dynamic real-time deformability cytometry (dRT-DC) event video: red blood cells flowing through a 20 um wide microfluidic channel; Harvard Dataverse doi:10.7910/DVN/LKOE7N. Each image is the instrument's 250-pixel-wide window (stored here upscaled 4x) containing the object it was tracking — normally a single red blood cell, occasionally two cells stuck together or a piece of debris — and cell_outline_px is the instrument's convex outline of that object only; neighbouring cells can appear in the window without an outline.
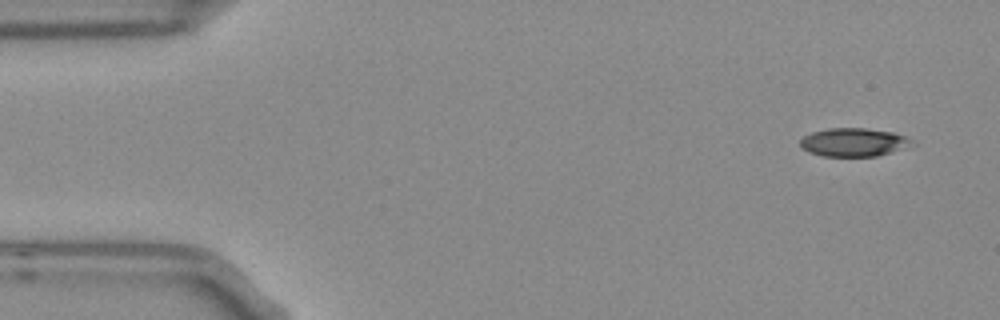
{"species": "Egyptian fruit bat (a non-hibernating species)", "species_latin": "Rousettus aegyptiacus", "temperature_condition": "room temperature", "stored_images_in_passage": 4, "camera_frame_rate_fps": 3000, "um_per_image_px": 0.085, "frame": {"image": 1, "passage_image": 1, "time_ms": 0.0, "image_size_px": [1000, 320], "cell_outline_px": [[916, 144], [876, 156], [824, 156], [808, 152], [800, 148], [800, 140], [804, 136], [812, 132], [828, 128], [864, 128], [892, 132], [904, 136], [912, 140]], "centroid_in_image_um": [72.52, 12.09], "position_along_channel_um": 12.5, "area_um2": 18.38}}
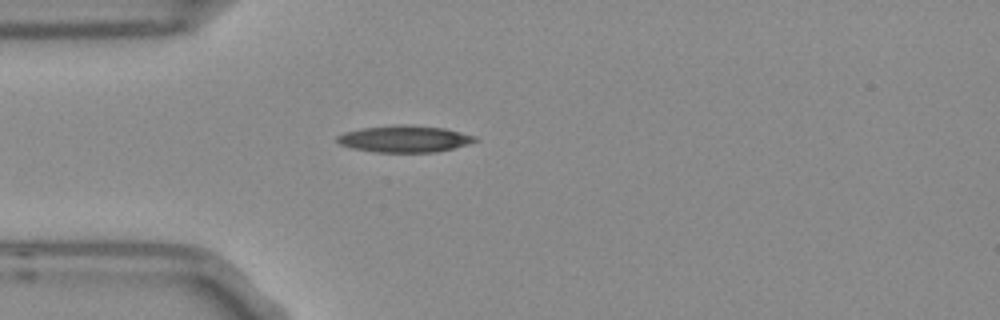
{"frame": {"image": 2, "passage_image": 4, "time_ms": 1.0, "image_size_px": [1000, 320], "cell_outline_px": [[480, 140], [468, 144], [436, 152], [376, 152], [352, 148], [340, 144], [336, 140], [336, 136], [344, 132], [364, 128], [396, 124], [408, 124], [444, 128], [476, 136]], "centroid_in_image_um": [34.39, 11.8], "position_along_channel_um": 50.6, "area_um2": 21.5}}